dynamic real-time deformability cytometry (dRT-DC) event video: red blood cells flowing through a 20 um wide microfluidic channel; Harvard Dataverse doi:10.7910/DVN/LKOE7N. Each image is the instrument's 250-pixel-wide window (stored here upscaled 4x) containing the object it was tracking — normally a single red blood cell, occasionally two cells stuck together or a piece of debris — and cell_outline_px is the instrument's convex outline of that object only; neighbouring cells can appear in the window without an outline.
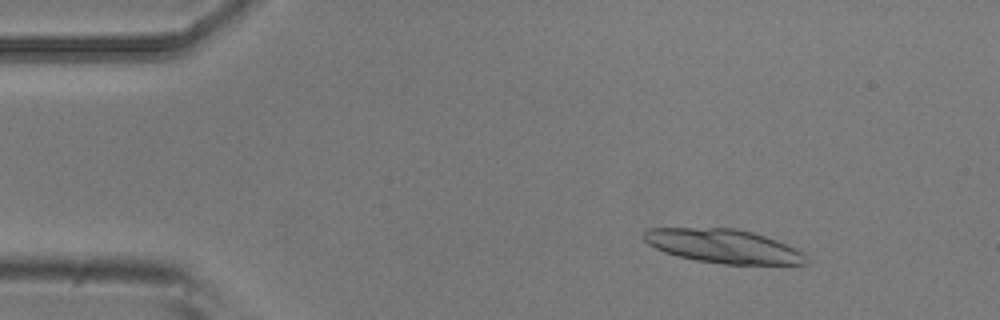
{"species": "common noctule bat (a hibernating species)", "species_latin": "Nyctalus noctula", "temperature_condition": "room temperature", "stored_images_in_passage": 4, "camera_frame_rate_fps": 3000, "um_per_image_px": 0.085, "animal": {"sex": "male", "body_mass_g": 20.5, "forearm_length_mm": 52.5}, "frame": {"image": 1, "passage_image": 2, "time_ms": 0.333, "image_size_px": [1000, 320], "cell_outline_px": [[808, 264], [724, 264], [696, 260], [676, 256], [664, 252], [648, 244], [640, 236], [648, 228], [736, 228], [752, 232], [776, 240], [796, 248], [808, 260]], "centroid_in_image_um": [61.43, 20.92], "position_along_channel_um": 23.6, "area_um2": 31.91}}